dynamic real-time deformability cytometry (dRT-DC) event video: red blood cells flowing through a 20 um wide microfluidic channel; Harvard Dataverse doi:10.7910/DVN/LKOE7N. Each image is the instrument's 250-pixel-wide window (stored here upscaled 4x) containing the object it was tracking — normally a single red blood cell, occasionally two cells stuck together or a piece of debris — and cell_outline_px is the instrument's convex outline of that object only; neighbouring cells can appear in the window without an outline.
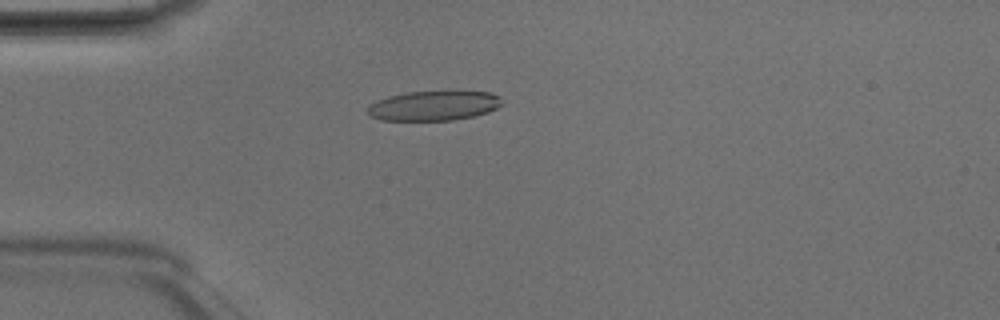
{"species": "Egyptian fruit bat (a non-hibernating species)", "species_latin": "Rousettus aegyptiacus", "temperature_condition": "room temperature", "stored_images_in_passage": 48, "camera_frame_rate_fps": 3000, "um_per_image_px": 0.085, "animal": {"sex": "male"}, "frame": {"image": 1, "passage_image": 13, "time_ms": 4.0, "image_size_px": [1000, 320], "cell_outline_px": [[504, 104], [488, 112], [476, 116], [452, 120], [380, 120], [372, 116], [368, 112], [368, 104], [376, 100], [388, 96], [408, 92], [492, 92], [500, 96]], "centroid_in_image_um": [36.89, 8.99], "position_along_channel_um": 48.1, "area_um2": 23.24}}
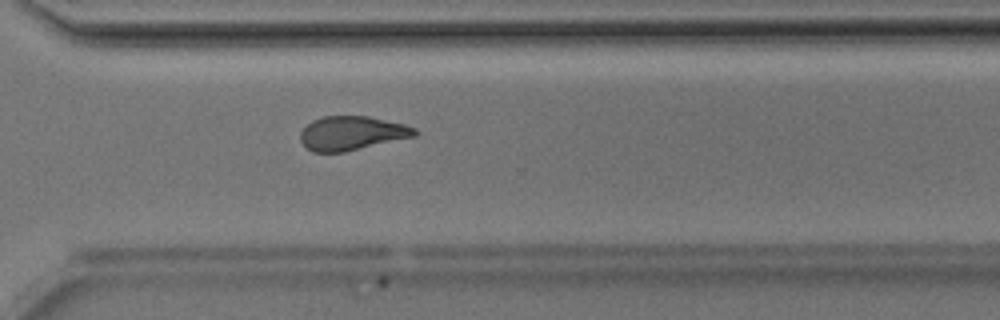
{"frame": {"image": 2, "passage_image": 35, "time_ms": 11.333, "image_size_px": [1000, 320], "cell_outline_px": [[420, 132], [416, 136], [344, 152], [312, 152], [300, 140], [300, 132], [312, 120], [324, 116], [368, 116], [404, 124], [416, 128]], "centroid_in_image_um": [29.93, 11.32], "position_along_channel_um": 340.7, "area_um2": 22.66}}
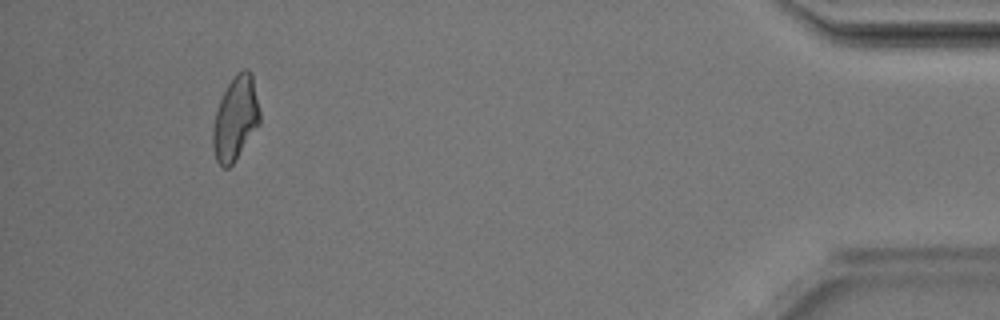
{"frame": {"image": 3, "passage_image": 45, "time_ms": 14.667, "image_size_px": [1000, 320], "cell_outline_px": [[260, 124], [232, 164], [228, 168], [224, 168], [216, 160], [212, 148], [212, 128], [216, 112], [220, 100], [228, 84], [244, 68], [248, 68], [252, 72], [260, 112]], "centroid_in_image_um": [20.02, 10.08], "position_along_channel_um": 415.2, "area_um2": 22.77}, "authors_computed_cell_mechanics": {"area_um2": 23.1489, "velocity_mm_per_s": 4.2031, "shape_relaxation_time_tau1_ms": null, "shape_relaxation_time_tau2_ms": 2.9058, "deformation_change_tau1": null, "deformation_change_tau2": 0.1255}}